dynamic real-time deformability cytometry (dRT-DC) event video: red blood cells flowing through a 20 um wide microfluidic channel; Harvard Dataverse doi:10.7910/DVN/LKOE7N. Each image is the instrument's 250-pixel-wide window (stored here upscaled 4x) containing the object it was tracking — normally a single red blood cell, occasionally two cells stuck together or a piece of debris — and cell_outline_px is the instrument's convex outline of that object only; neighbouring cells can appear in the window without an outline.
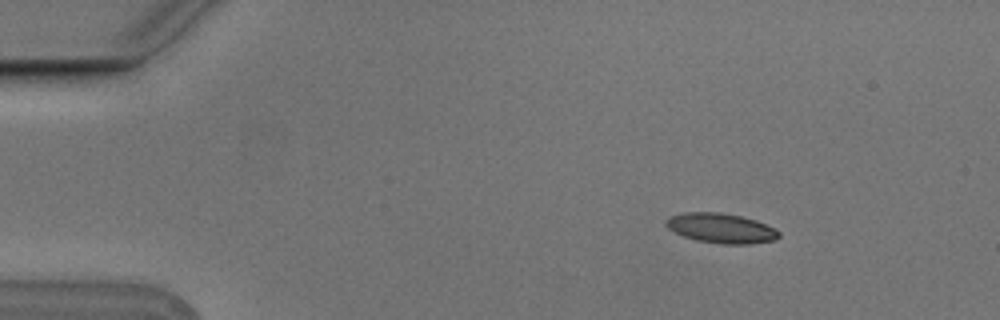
{"species": "Egyptian fruit bat (a non-hibernating species)", "species_latin": "Rousettus aegyptiacus", "temperature_condition": "cold", "stored_images_in_passage": 5, "camera_frame_rate_fps": 3000, "um_per_image_px": 0.085, "animal": {"sex": "male"}, "frame": {"image": 1, "passage_image": 1, "time_ms": 0.0, "image_size_px": [1000, 320], "cell_outline_px": [[780, 236], [776, 240], [748, 244], [720, 244], [696, 240], [684, 236], [668, 228], [664, 224], [664, 220], [668, 216], [684, 212], [720, 212], [740, 216], [756, 220], [780, 232]], "centroid_in_image_um": [61.25, 19.39], "position_along_channel_um": 23.7, "area_um2": 19.65}}
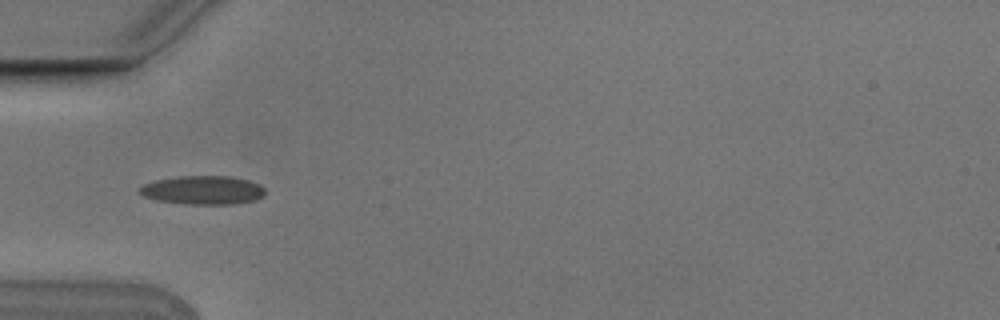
{"frame": {"image": 2, "passage_image": 4, "time_ms": 1.0, "image_size_px": [1000, 320], "cell_outline_px": [[264, 196], [256, 200], [232, 204], [184, 204], [156, 200], [144, 196], [136, 192], [136, 188], [152, 180], [176, 176], [228, 176], [248, 180], [260, 184], [264, 188]], "centroid_in_image_um": [17.18, 16.15], "position_along_channel_um": 67.8, "area_um2": 21.33}}